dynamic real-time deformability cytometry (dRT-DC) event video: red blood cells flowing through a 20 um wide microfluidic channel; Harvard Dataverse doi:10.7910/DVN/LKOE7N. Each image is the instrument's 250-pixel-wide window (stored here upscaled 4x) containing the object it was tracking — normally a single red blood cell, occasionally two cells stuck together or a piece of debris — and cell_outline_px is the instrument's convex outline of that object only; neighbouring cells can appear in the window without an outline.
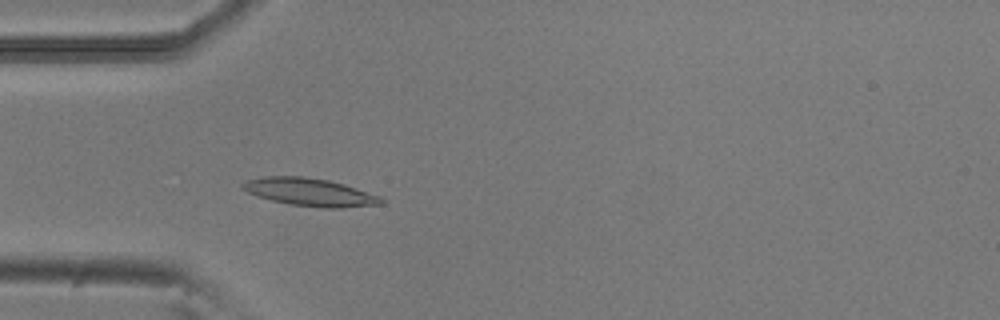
{"species": "common noctule bat (a hibernating species)", "species_latin": "Nyctalus noctula", "temperature_condition": "room temperature", "stored_images_in_passage": 2, "camera_frame_rate_fps": 3000, "um_per_image_px": 0.085, "animal": {"sex": "male", "body_mass_g": 20.5, "forearm_length_mm": 52.5}, "frame": {"image": 1, "passage_image": 2, "time_ms": 0.333, "image_size_px": [1000, 320], "cell_outline_px": [[384, 204], [340, 208], [324, 208], [292, 204], [272, 200], [256, 196], [240, 188], [240, 184], [248, 180], [264, 176], [300, 176], [328, 180], [344, 184], [380, 196], [384, 200]], "centroid_in_image_um": [26.34, 16.33], "position_along_channel_um": 58.7, "area_um2": 22.37}}